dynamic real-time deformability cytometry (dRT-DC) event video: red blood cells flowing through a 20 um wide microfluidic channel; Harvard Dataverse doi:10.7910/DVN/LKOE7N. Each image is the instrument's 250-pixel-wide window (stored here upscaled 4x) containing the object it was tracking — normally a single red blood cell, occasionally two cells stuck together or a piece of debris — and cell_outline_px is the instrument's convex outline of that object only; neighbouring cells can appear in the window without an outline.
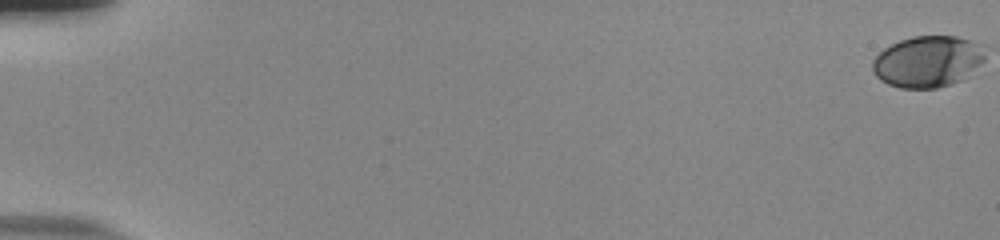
{"species": "human", "species_latin": "Homo sapiens", "temperature_condition": "room temperature", "stored_images_in_passage": 56, "camera_frame_rate_fps": 3000, "um_per_image_px": 0.085, "donor": {"sex": "male"}, "frame": {"image": 1, "passage_image": 1, "time_ms": 0.0, "image_size_px": [1000, 240], "cell_outline_px": [[984, 60], [964, 80], [952, 84], [936, 88], [900, 88], [888, 84], [880, 80], [876, 76], [872, 68], [872, 60], [884, 48], [900, 40], [912, 36], [956, 36], [968, 40], [980, 48], [984, 52]], "centroid_in_image_um": [78.81, 5.25], "position_along_channel_um": 6.2, "area_um2": 33.52}}
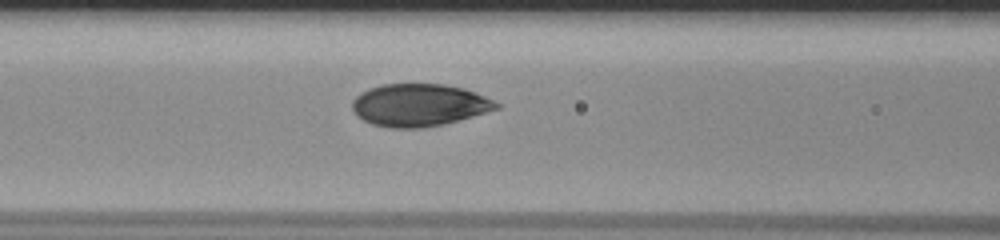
{"frame": {"image": 2, "passage_image": 26, "time_ms": 8.333, "image_size_px": [1000, 240], "cell_outline_px": [[500, 108], [444, 124], [420, 128], [388, 128], [372, 124], [356, 116], [352, 108], [352, 100], [360, 92], [368, 88], [384, 84], [444, 84], [464, 88], [484, 96], [500, 104]], "centroid_in_image_um": [35.59, 8.93], "position_along_channel_um": 131.0, "area_um2": 35.66}}
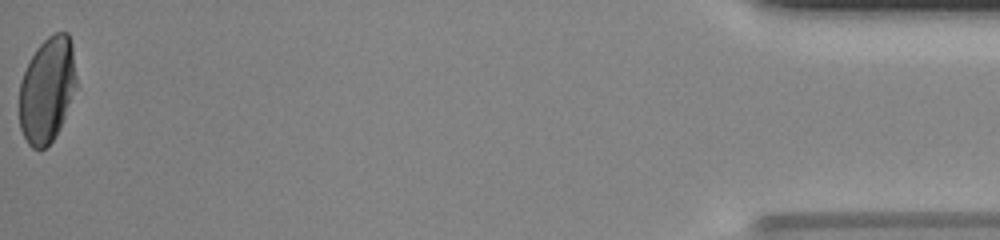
{"frame": {"image": 3, "passage_image": 56, "time_ms": 18.333, "image_size_px": [1000, 240], "cell_outline_px": [[76, 84], [60, 128], [52, 140], [44, 148], [32, 148], [28, 144], [20, 128], [20, 80], [36, 48], [48, 36], [56, 32], [68, 32], [72, 40], [76, 76]], "centroid_in_image_um": [4.01, 7.6], "position_along_channel_um": 431.2, "area_um2": 34.74}, "authors_computed_cell_mechanics": {"area_um2": 35.4603, "velocity_mm_per_s": 3.8608, "shape_relaxation_time_tau1_ms": 4.7366, "shape_relaxation_time_tau2_ms": null, "deformation_change_tau1": 0.1845, "deformation_change_tau2": null}}